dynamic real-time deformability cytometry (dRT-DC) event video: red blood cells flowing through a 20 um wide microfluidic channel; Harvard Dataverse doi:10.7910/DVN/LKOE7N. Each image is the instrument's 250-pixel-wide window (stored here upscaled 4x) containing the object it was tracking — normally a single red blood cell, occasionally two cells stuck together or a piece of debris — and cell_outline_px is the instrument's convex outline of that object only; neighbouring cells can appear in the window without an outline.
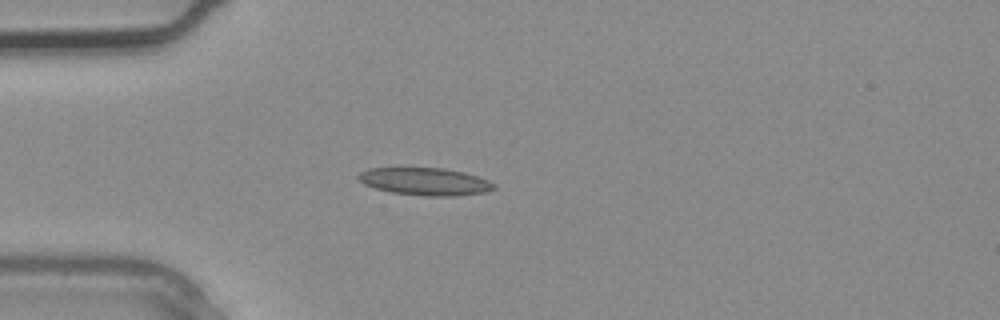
{"species": "common noctule bat (a hibernating species)", "species_latin": "Nyctalus noctula", "temperature_condition": "warm", "stored_images_in_passage": 3, "camera_frame_rate_fps": 3000, "um_per_image_px": 0.085, "animal": {"sex": "male", "body_mass_g": 20.4}, "frame": {"image": 1, "passage_image": 3, "time_ms": 0.667, "image_size_px": [1000, 320], "cell_outline_px": [[496, 188], [488, 192], [456, 196], [424, 196], [388, 192], [364, 184], [356, 176], [360, 172], [368, 168], [444, 168], [464, 172], [488, 180], [496, 184]], "centroid_in_image_um": [36.15, 15.44], "position_along_channel_um": 48.8, "area_um2": 21.91}}